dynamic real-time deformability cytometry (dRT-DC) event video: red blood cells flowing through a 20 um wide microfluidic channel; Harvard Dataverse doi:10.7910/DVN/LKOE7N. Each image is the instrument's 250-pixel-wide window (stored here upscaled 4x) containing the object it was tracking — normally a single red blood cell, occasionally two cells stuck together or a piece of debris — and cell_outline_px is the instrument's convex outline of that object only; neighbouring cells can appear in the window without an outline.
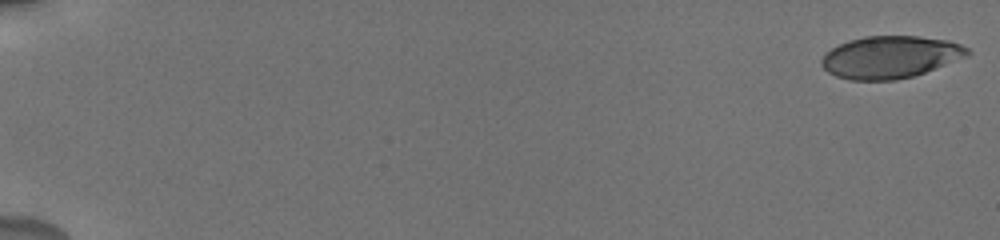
{"species": "human", "species_latin": "Homo sapiens", "temperature_condition": "cold", "stored_images_in_passage": 44, "camera_frame_rate_fps": 3000, "um_per_image_px": 0.085, "donor": {"sex": "male"}, "frame": {"image": 1, "passage_image": 1, "time_ms": 0.0, "image_size_px": [1000, 240], "cell_outline_px": [[972, 52], [968, 56], [924, 72], [912, 76], [896, 80], [852, 80], [836, 76], [828, 72], [820, 64], [820, 60], [832, 48], [848, 40], [864, 36], [916, 36], [948, 40], [960, 44], [968, 48]], "centroid_in_image_um": [75.68, 4.85], "position_along_channel_um": 9.3, "area_um2": 35.78}}
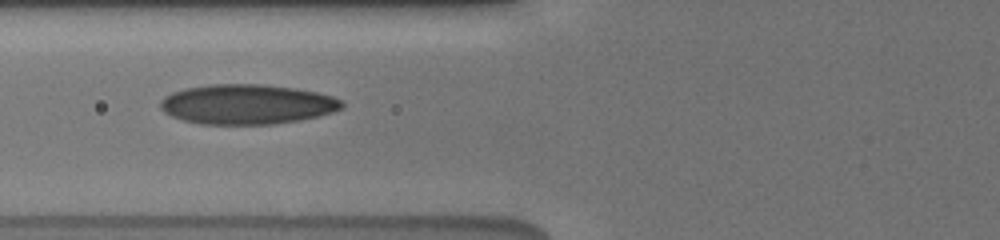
{"frame": {"image": 2, "passage_image": 16, "time_ms": 7.667, "image_size_px": [1000, 240], "cell_outline_px": [[344, 108], [332, 112], [300, 120], [272, 124], [200, 124], [184, 120], [172, 116], [164, 112], [160, 108], [160, 100], [164, 96], [172, 92], [184, 88], [208, 84], [264, 84], [296, 88], [316, 92], [332, 96], [344, 100]], "centroid_in_image_um": [20.99, 8.85], "position_along_channel_um": 104.8, "area_um2": 42.43}}
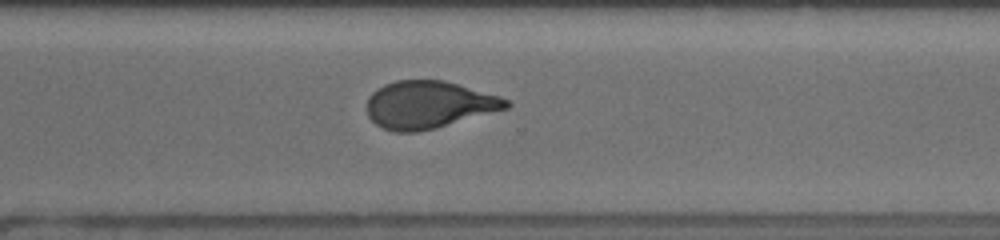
{"frame": {"image": 3, "passage_image": 30, "time_ms": 13.667, "image_size_px": [1000, 240], "cell_outline_px": [[512, 104], [508, 108], [436, 128], [416, 132], [396, 132], [384, 128], [376, 124], [368, 116], [368, 96], [372, 92], [384, 84], [396, 80], [444, 80], [500, 96], [512, 100]], "centroid_in_image_um": [36.46, 8.89], "position_along_channel_um": 334.1, "area_um2": 38.49}, "authors_computed_cell_mechanics": {"area_um2": 38.437, "velocity_mm_per_s": 3.8186, "shape_relaxation_time_tau1_ms": 6.6186, "shape_relaxation_time_tau2_ms": 0.9357, "deformation_change_tau1": 0.2007, "deformation_change_tau2": 0.0626}}